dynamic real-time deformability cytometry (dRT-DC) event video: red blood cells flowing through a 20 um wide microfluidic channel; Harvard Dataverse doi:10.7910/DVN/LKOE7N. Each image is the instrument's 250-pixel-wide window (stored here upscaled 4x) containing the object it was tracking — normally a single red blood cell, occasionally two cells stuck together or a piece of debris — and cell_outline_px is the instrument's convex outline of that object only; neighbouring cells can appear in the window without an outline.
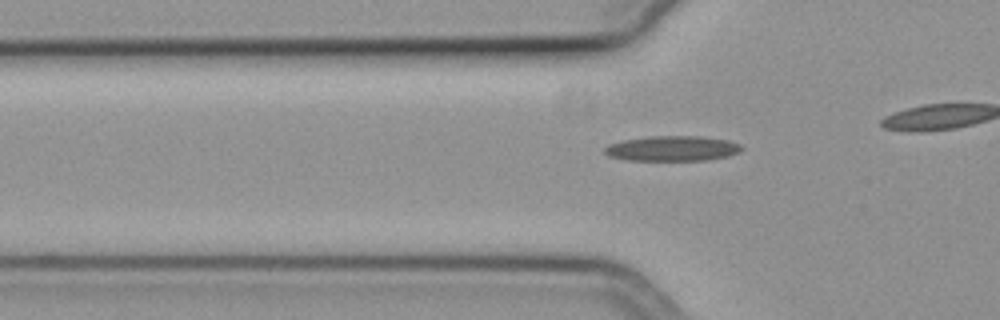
{"species": "common noctule bat (a hibernating species)", "species_latin": "Nyctalus noctula", "temperature_condition": "cold", "stored_images_in_passage": 35, "camera_frame_rate_fps": 3000, "um_per_image_px": 0.085, "animal": {"sex": "female", "body_mass_g": 19.3, "forearm_length_mm": 54.1}, "frame": {"image": 1, "passage_image": 10, "time_ms": 3.0, "image_size_px": [1000, 320], "cell_outline_px": [[744, 148], [740, 152], [728, 156], [708, 160], [624, 160], [608, 156], [604, 152], [604, 148], [608, 144], [624, 140], [652, 136], [700, 136], [728, 140], [740, 144]], "centroid_in_image_um": [57.16, 12.62], "position_along_channel_um": 68.6, "area_um2": 20.17}}
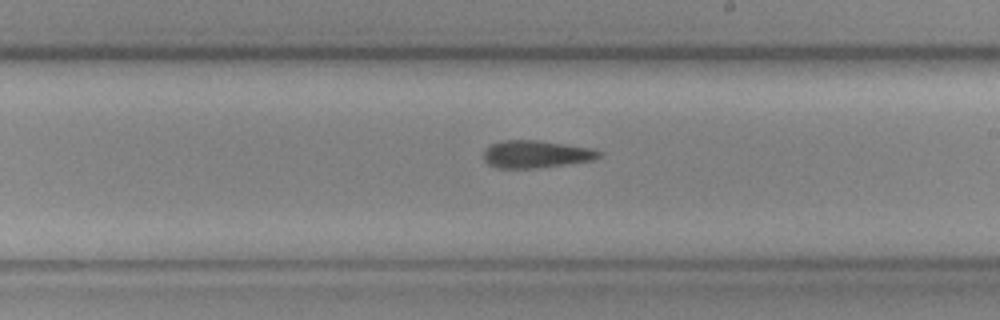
{"frame": {"image": 2, "passage_image": 24, "time_ms": 7.667, "image_size_px": [1000, 320], "cell_outline_px": [[604, 152], [600, 156], [592, 160], [536, 168], [496, 168], [488, 164], [484, 160], [484, 148], [492, 144], [504, 140], [536, 140], [592, 148]], "centroid_in_image_um": [45.54, 13.1], "position_along_channel_um": 243.5, "area_um2": 18.38}}
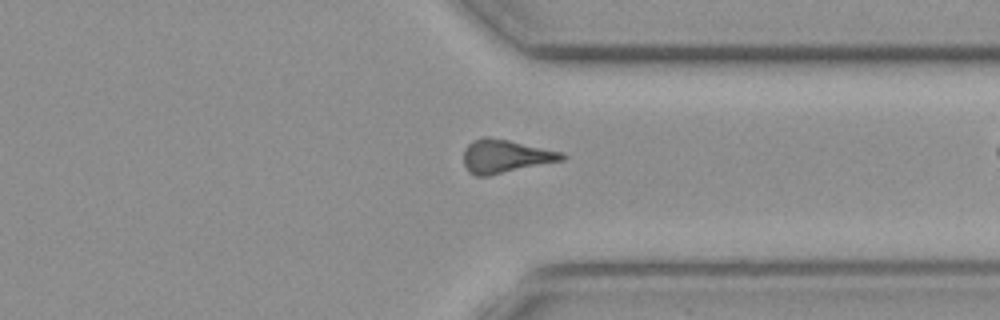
{"frame": {"image": 3, "passage_image": 34, "time_ms": 11.0, "image_size_px": [1000, 320], "cell_outline_px": [[568, 156], [564, 160], [488, 176], [476, 176], [468, 172], [464, 164], [464, 148], [472, 140], [484, 136], [488, 136], [508, 140], [564, 152]], "centroid_in_image_um": [42.96, 13.28], "position_along_channel_um": 368.4, "area_um2": 19.31}}